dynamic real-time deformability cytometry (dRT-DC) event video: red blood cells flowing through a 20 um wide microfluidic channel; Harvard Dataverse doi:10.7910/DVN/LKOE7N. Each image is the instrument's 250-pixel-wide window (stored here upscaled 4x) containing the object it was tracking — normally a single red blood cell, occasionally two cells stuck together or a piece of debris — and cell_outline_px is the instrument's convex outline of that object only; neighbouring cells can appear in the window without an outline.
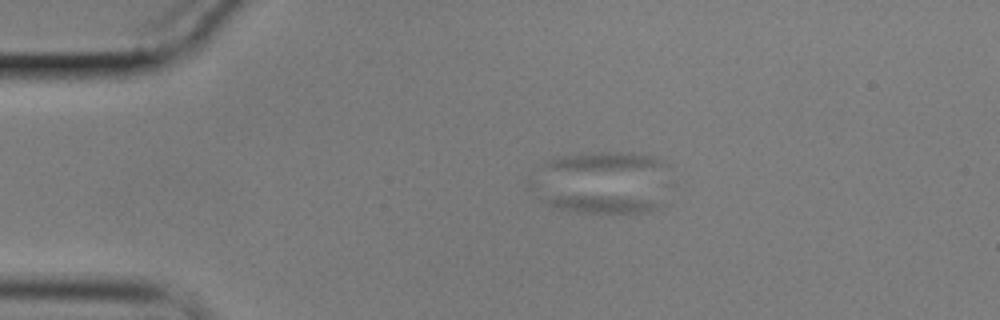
{"species": "common noctule bat (a hibernating species)", "species_latin": "Nyctalus noctula", "temperature_condition": "cold", "stored_images_in_passage": 5, "camera_frame_rate_fps": 3000, "um_per_image_px": 0.085, "animal": {"sex": "male", "body_mass_g": 17.9}, "frame": {"image": 1, "passage_image": 3, "time_ms": 0.667, "image_size_px": [1000, 320], "cell_outline_px": [[668, 204], [644, 212], [580, 212], [560, 208], [544, 204], [540, 200], [540, 196], [612, 196], [644, 200]], "centroid_in_image_um": [51.02, 17.33], "position_along_channel_um": 34.0, "area_um2": 11.33}}